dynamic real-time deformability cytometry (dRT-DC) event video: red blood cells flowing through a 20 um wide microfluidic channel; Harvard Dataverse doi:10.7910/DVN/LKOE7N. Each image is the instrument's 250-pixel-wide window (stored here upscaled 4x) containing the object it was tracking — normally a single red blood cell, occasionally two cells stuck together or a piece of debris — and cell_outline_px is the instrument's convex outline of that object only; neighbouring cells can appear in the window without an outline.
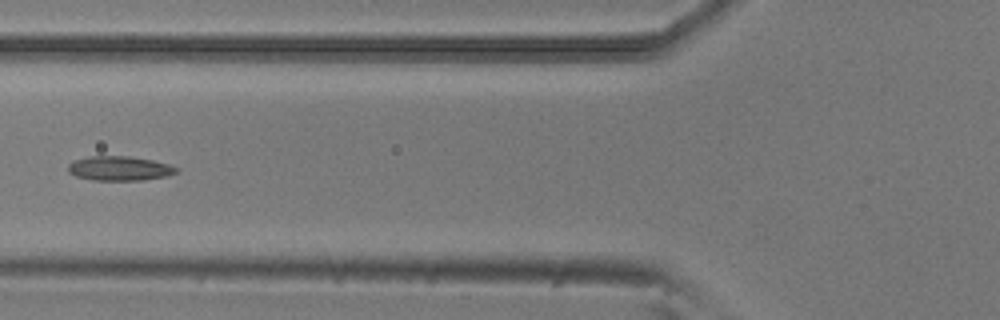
{"species": "common noctule bat (a hibernating species)", "species_latin": "Nyctalus noctula", "temperature_condition": "room temperature", "stored_images_in_passage": 4, "camera_frame_rate_fps": 3000, "um_per_image_px": 0.085, "animal": {"sex": "male", "body_mass_g": 20.5, "forearm_length_mm": 52.5}, "frame": {"image": 1, "passage_image": 4, "time_ms": 1.0, "image_size_px": [1000, 320], "cell_outline_px": [[180, 172], [164, 176], [144, 180], [92, 180], [76, 176], [68, 172], [68, 164], [76, 160], [88, 156], [128, 156], [152, 160], [168, 164], [176, 168]], "centroid_in_image_um": [10.14, 14.31], "position_along_channel_um": 115.7, "area_um2": 15.32}}